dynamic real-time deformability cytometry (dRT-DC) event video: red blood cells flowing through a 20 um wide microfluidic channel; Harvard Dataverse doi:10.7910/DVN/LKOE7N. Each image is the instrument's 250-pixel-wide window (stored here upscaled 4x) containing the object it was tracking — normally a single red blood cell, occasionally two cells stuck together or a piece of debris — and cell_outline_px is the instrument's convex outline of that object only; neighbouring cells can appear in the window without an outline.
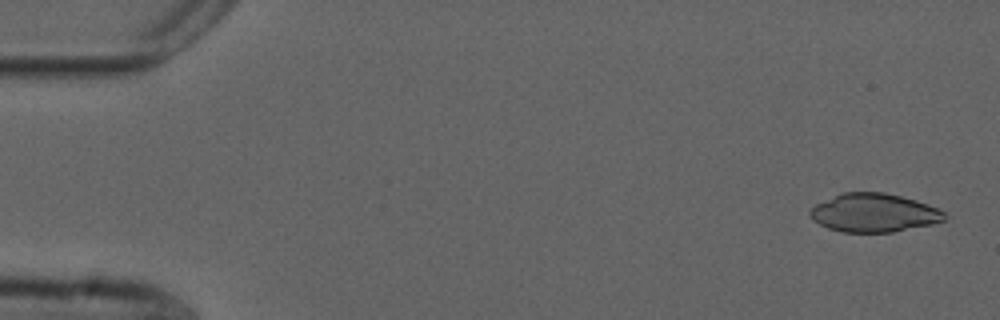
{"species": "common noctule bat (a hibernating species)", "species_latin": "Nyctalus noctula", "temperature_condition": "cold", "stored_images_in_passage": 54, "camera_frame_rate_fps": 3000, "um_per_image_px": 0.085, "animal": {"sex": "male", "forearm_length_mm": 52.5}, "frame": {"image": 1, "passage_image": 2, "time_ms": 0.333, "image_size_px": [1000, 320], "cell_outline_px": [[944, 220], [932, 224], [892, 232], [840, 232], [828, 228], [812, 220], [808, 212], [816, 204], [844, 192], [884, 192], [916, 200], [928, 204], [944, 212]], "centroid_in_image_um": [74.26, 18.09], "position_along_channel_um": 10.7, "area_um2": 29.94}}